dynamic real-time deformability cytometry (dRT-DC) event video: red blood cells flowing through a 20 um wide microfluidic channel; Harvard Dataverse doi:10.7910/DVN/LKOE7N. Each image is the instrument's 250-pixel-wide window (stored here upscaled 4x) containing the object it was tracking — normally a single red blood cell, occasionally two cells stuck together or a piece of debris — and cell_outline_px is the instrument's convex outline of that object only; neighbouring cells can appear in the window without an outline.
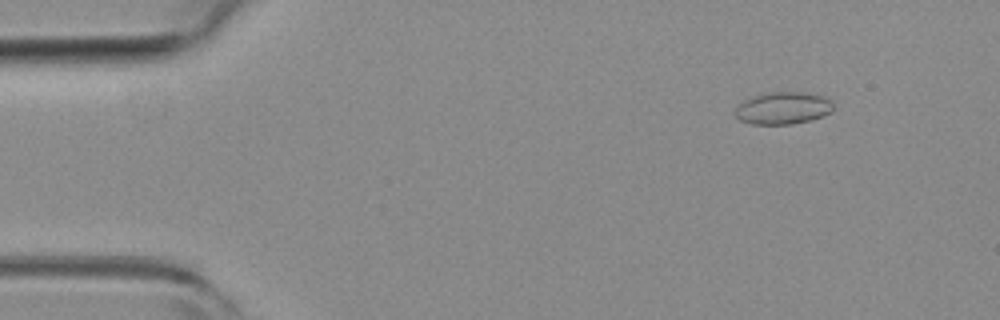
{"species": "common noctule bat (a hibernating species)", "species_latin": "Nyctalus noctula", "temperature_condition": "room temperature", "stored_images_in_passage": 2, "camera_frame_rate_fps": 3000, "um_per_image_px": 0.085, "animal": {"sex": "female", "body_mass_g": 19.3, "forearm_length_mm": 54.1}, "frame": {"image": 1, "passage_image": 2, "time_ms": 0.333, "image_size_px": [1000, 320], "cell_outline_px": [[832, 112], [812, 120], [792, 124], [752, 124], [740, 120], [736, 116], [736, 108], [744, 100], [752, 96], [764, 92], [804, 92], [824, 96], [832, 100]], "centroid_in_image_um": [66.58, 9.18], "position_along_channel_um": 18.4, "area_um2": 18.55}}